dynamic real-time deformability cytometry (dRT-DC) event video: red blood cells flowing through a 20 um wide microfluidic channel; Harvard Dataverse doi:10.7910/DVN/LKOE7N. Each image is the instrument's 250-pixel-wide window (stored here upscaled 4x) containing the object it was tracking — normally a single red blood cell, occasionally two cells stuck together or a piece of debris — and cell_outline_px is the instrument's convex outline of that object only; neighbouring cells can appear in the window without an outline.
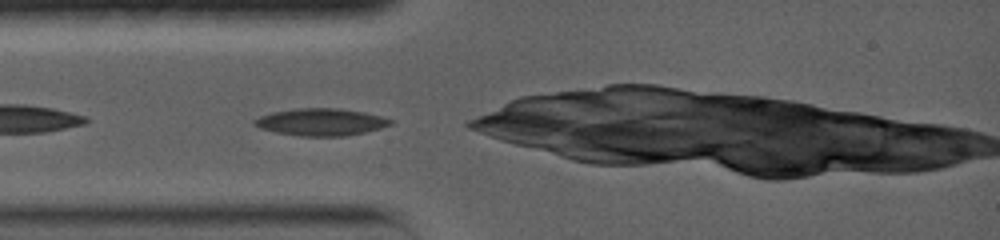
{"species": "common noctule bat (a hibernating species)", "species_latin": "Nyctalus noctula", "temperature_condition": "warm", "stored_images_in_passage": 38, "camera_frame_rate_fps": 5000, "um_per_image_px": 0.085, "animal": {"sex": "female", "body_mass_g": 19.0, "forearm_length_mm": 56.7}, "frame": {"image": 1, "passage_image": 1, "time_ms": 0.0, "image_size_px": [1000, 240], "cell_outline_px": [[396, 124], [364, 132], [344, 136], [300, 136], [276, 132], [260, 128], [252, 124], [252, 120], [260, 116], [272, 112], [296, 108], [340, 108], [364, 112], [380, 116], [392, 120]], "centroid_in_image_um": [27.27, 10.37], "position_along_channel_um": 57.7, "area_um2": 21.62}}
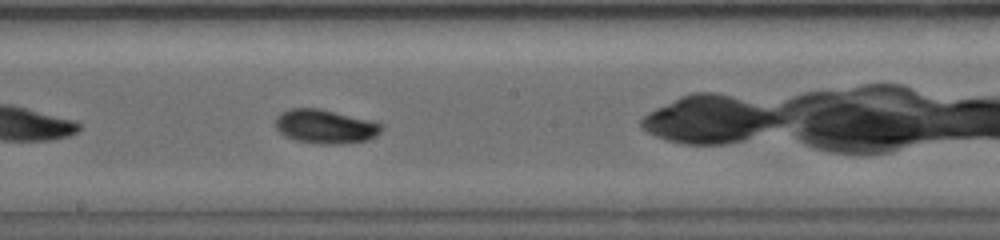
{"frame": {"image": 2, "passage_image": 17, "time_ms": 4.4, "image_size_px": [1000, 240], "cell_outline_px": [[384, 128], [376, 136], [368, 140], [340, 144], [320, 144], [296, 140], [284, 136], [276, 128], [276, 116], [280, 112], [292, 108], [320, 108], [372, 120], [384, 124]], "centroid_in_image_um": [27.68, 10.74], "position_along_channel_um": 220.5, "area_um2": 21.27}}